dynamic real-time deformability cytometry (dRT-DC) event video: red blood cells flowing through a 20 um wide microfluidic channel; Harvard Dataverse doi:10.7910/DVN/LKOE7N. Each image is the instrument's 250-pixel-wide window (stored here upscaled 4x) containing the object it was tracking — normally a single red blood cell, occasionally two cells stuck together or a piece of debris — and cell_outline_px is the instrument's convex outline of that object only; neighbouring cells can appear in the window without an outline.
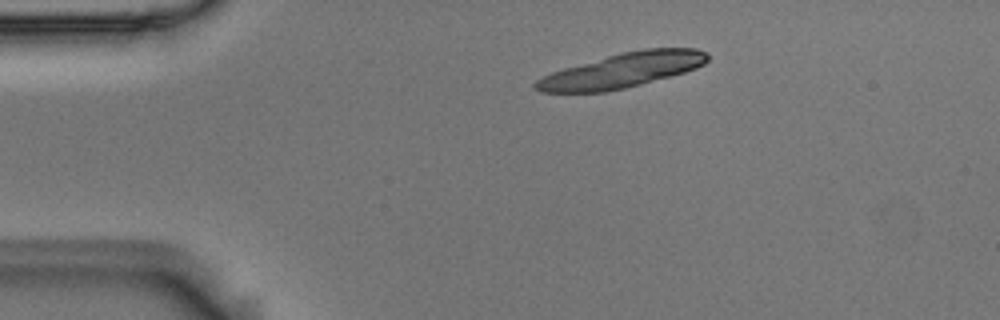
{"species": "Egyptian fruit bat (a non-hibernating species)", "species_latin": "Rousettus aegyptiacus", "temperature_condition": "room temperature", "stored_images_in_passage": 2, "camera_frame_rate_fps": 3000, "um_per_image_px": 0.085, "animal": {"sex": "male"}, "frame": {"image": 1, "passage_image": 1, "time_ms": 0.0, "image_size_px": [1000, 320], "cell_outline_px": [[708, 60], [704, 64], [696, 68], [684, 72], [640, 84], [624, 88], [604, 92], [540, 92], [532, 88], [532, 84], [536, 80], [552, 72], [564, 68], [620, 52], [644, 48], [696, 48], [708, 52]], "centroid_in_image_um": [52.87, 5.97], "position_along_channel_um": 32.1, "area_um2": 34.62}}